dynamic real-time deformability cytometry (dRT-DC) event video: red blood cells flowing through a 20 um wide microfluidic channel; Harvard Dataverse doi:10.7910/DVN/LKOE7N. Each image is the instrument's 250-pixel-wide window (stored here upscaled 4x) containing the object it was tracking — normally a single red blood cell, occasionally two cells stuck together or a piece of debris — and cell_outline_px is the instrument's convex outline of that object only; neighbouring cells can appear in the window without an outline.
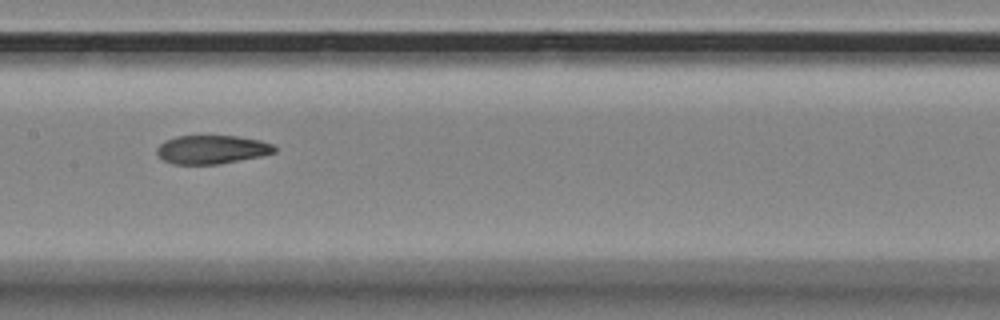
{"species": "Egyptian fruit bat (a non-hibernating species)", "species_latin": "Rousettus aegyptiacus", "temperature_condition": "room temperature", "stored_images_in_passage": 11, "camera_frame_rate_fps": 3000, "um_per_image_px": 0.085, "animal": {"sex": "female"}, "frame": {"image": 1, "passage_image": 5, "time_ms": 1.333, "image_size_px": [1000, 320], "cell_outline_px": [[276, 152], [260, 156], [220, 164], [172, 164], [164, 160], [156, 152], [156, 148], [160, 144], [176, 136], [236, 136], [260, 140], [272, 144], [276, 148]], "centroid_in_image_um": [18.01, 12.71], "position_along_channel_um": 189.4, "area_um2": 19.48}}
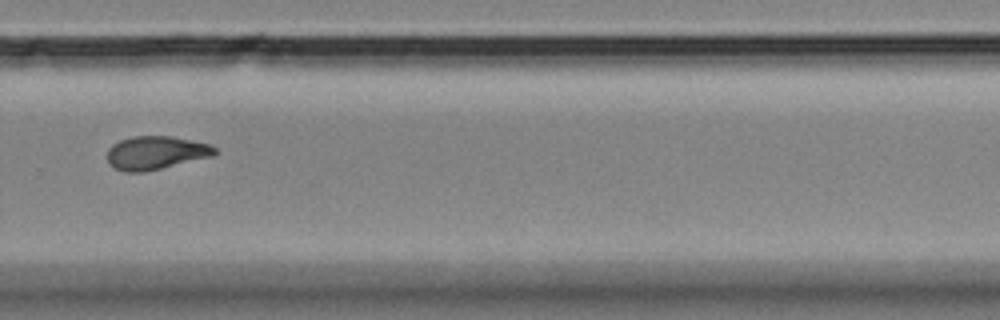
{"frame": {"image": 2, "passage_image": 8, "time_ms": 2.333, "image_size_px": [1000, 320], "cell_outline_px": [[216, 152], [212, 156], [144, 172], [124, 172], [112, 168], [108, 164], [108, 148], [112, 144], [120, 140], [132, 136], [172, 136], [208, 144], [216, 148]], "centroid_in_image_um": [13.18, 12.99], "position_along_channel_um": 316.6, "area_um2": 20.87}}
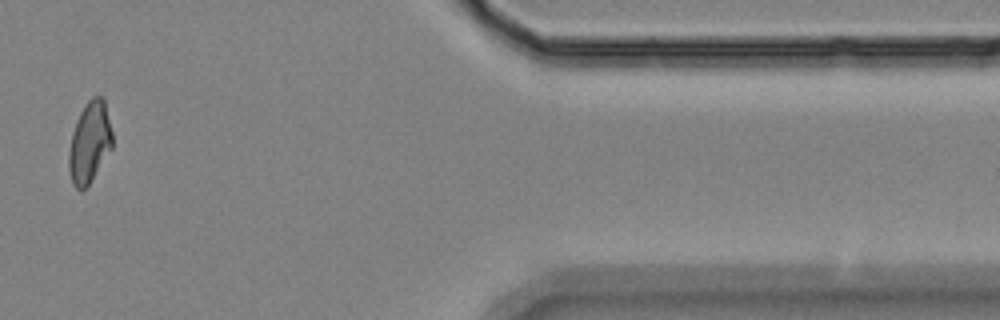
{"frame": {"image": 3, "passage_image": 10, "time_ms": 3.0, "image_size_px": [1000, 320], "cell_outline_px": [[112, 148], [88, 184], [80, 192], [72, 184], [68, 168], [68, 152], [72, 132], [76, 120], [84, 104], [92, 96], [104, 96], [112, 132]], "centroid_in_image_um": [7.6, 12.07], "position_along_channel_um": 403.8, "area_um2": 20.69}}